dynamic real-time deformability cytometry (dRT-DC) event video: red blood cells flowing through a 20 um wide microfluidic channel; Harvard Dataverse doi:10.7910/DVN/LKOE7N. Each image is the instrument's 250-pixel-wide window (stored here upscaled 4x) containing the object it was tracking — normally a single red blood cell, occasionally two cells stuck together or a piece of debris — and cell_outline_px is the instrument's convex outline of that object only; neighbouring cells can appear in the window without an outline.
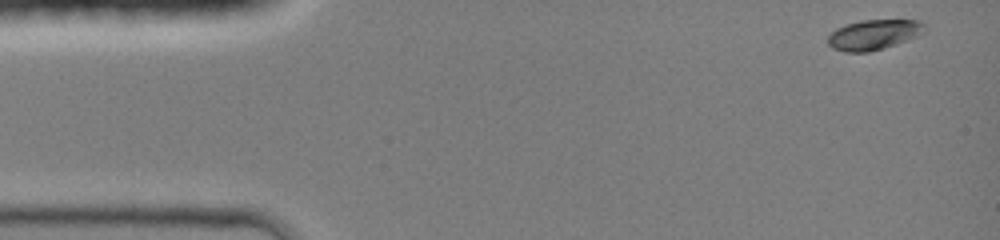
{"species": "common noctule bat (a hibernating species)", "species_latin": "Nyctalus noctula", "temperature_condition": "room temperature", "stored_images_in_passage": 41, "camera_frame_rate_fps": 3000, "um_per_image_px": 0.085, "animal": {"sex": "female", "body_mass_g": 19.0, "forearm_length_mm": 51.5}, "frame": {"image": 1, "passage_image": 1, "time_ms": 0.0, "image_size_px": [1000, 240], "cell_outline_px": [[924, 32], [916, 36], [896, 44], [884, 48], [868, 52], [844, 52], [832, 48], [828, 44], [828, 36], [836, 28], [860, 20], [920, 20], [924, 24]], "centroid_in_image_um": [74.24, 2.95], "position_along_channel_um": 10.8, "area_um2": 16.88}}
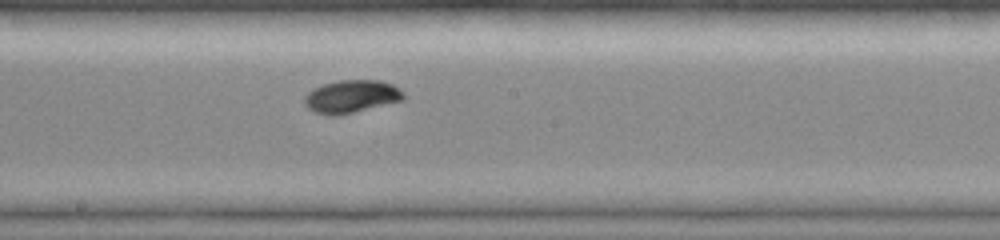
{"frame": {"image": 2, "passage_image": 23, "time_ms": 7.333, "image_size_px": [1000, 240], "cell_outline_px": [[404, 100], [336, 116], [332, 116], [316, 112], [308, 108], [304, 104], [304, 96], [312, 88], [324, 84], [340, 80], [380, 80], [392, 84], [400, 88], [404, 92]], "centroid_in_image_um": [29.87, 8.19], "position_along_channel_um": 218.3, "area_um2": 18.96}}
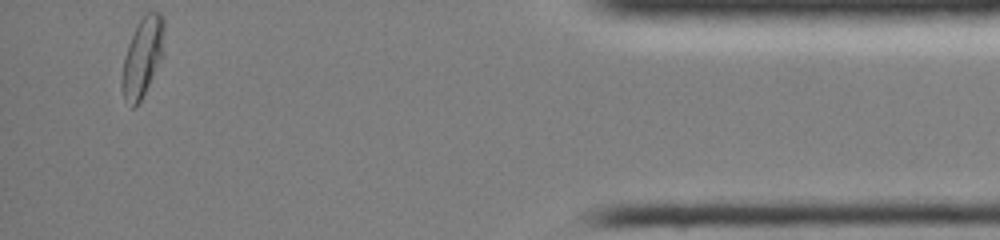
{"frame": {"image": 3, "passage_image": 41, "time_ms": 13.333, "image_size_px": [1000, 240], "cell_outline_px": [[164, 28], [160, 56], [152, 76], [140, 100], [132, 108], [124, 100], [120, 88], [120, 80], [124, 56], [128, 44], [140, 20], [148, 12], [160, 12], [164, 20]], "centroid_in_image_um": [12.04, 4.87], "position_along_channel_um": 423.2, "area_um2": 18.79}, "authors_computed_cell_mechanics": {"area_um2": 18.0914, "velocity_mm_per_s": 4.2764, "shape_relaxation_time_tau1_ms": 2.1836, "shape_relaxation_time_tau2_ms": 1.1729, "deformation_change_tau1": 0.1342, "deformation_change_tau2": 0.0275}}